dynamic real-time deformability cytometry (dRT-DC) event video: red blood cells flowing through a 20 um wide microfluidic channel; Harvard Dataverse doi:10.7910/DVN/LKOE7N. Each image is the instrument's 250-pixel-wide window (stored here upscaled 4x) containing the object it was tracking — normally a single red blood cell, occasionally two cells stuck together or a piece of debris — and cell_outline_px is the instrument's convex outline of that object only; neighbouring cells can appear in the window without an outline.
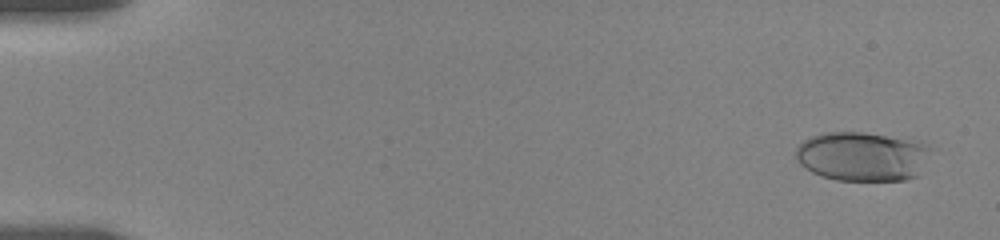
{"species": "human", "species_latin": "Homo sapiens", "temperature_condition": "room temperature", "stored_images_in_passage": 10, "camera_frame_rate_fps": 3000, "um_per_image_px": 0.085, "donor": {"sex": "female"}, "frame": {"image": 1, "passage_image": 2, "time_ms": 0.333, "image_size_px": [1000, 240], "cell_outline_px": [[932, 148], [920, 176], [908, 180], [836, 180], [820, 176], [812, 172], [800, 164], [796, 156], [796, 148], [804, 140], [812, 136], [824, 132], [864, 132], [924, 144]], "centroid_in_image_um": [73.29, 13.32], "position_along_channel_um": 11.7, "area_um2": 38.61}}
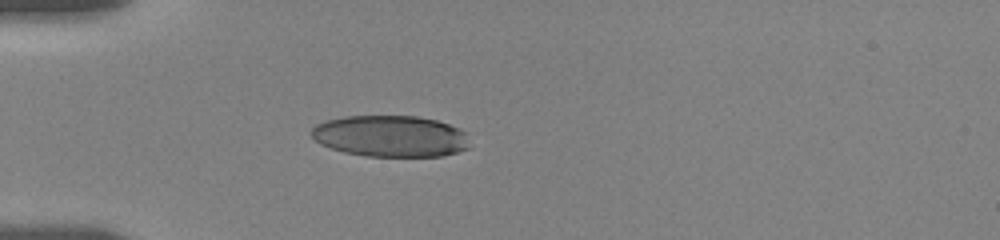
{"frame": {"image": 2, "passage_image": 7, "time_ms": 5.0, "image_size_px": [1000, 240], "cell_outline_px": [[468, 148], [444, 156], [368, 156], [344, 152], [320, 144], [308, 132], [316, 124], [324, 120], [344, 116], [416, 116], [436, 120], [448, 124], [468, 132]], "centroid_in_image_um": [33.18, 11.56], "position_along_channel_um": 51.8, "area_um2": 38.38}}
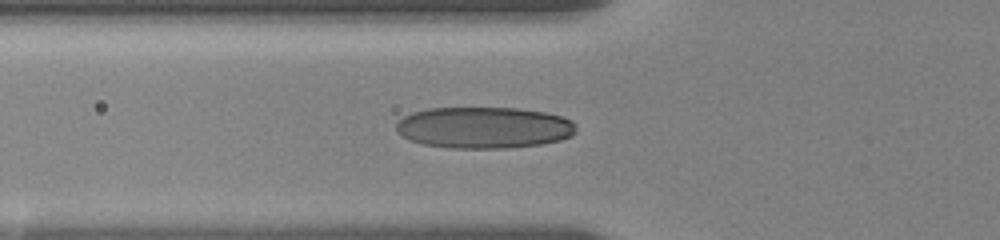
{"frame": {"image": 3, "passage_image": 10, "time_ms": 6.333, "image_size_px": [1000, 240], "cell_outline_px": [[576, 132], [572, 136], [560, 140], [540, 144], [508, 148], [448, 148], [424, 144], [408, 140], [396, 132], [396, 124], [404, 116], [412, 112], [428, 108], [516, 108], [544, 112], [560, 116], [572, 120], [576, 124]], "centroid_in_image_um": [41.13, 10.85], "position_along_channel_um": 84.7, "area_um2": 43.7}}